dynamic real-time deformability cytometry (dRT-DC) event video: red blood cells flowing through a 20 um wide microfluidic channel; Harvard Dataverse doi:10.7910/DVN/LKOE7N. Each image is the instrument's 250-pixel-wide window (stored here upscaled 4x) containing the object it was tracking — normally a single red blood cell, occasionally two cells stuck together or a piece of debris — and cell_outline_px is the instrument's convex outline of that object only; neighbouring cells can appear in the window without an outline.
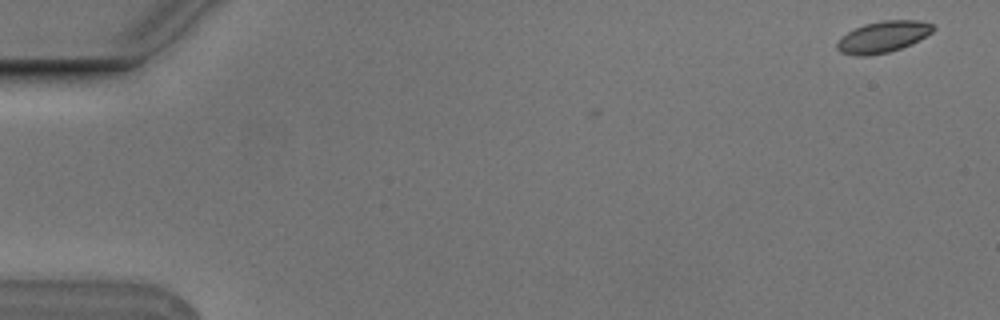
{"species": "Egyptian fruit bat (a non-hibernating species)", "species_latin": "Rousettus aegyptiacus", "temperature_condition": "cold", "stored_images_in_passage": 6, "camera_frame_rate_fps": 3000, "um_per_image_px": 0.085, "animal": {"sex": "male"}, "frame": {"image": 1, "passage_image": 1, "time_ms": 0.0, "image_size_px": [1000, 320], "cell_outline_px": [[936, 28], [932, 32], [920, 40], [912, 44], [888, 52], [868, 56], [856, 56], [840, 52], [836, 48], [836, 44], [840, 36], [864, 24], [880, 20], [920, 20], [932, 24]], "centroid_in_image_um": [75.05, 3.13], "position_along_channel_um": 10.0, "area_um2": 17.74}}